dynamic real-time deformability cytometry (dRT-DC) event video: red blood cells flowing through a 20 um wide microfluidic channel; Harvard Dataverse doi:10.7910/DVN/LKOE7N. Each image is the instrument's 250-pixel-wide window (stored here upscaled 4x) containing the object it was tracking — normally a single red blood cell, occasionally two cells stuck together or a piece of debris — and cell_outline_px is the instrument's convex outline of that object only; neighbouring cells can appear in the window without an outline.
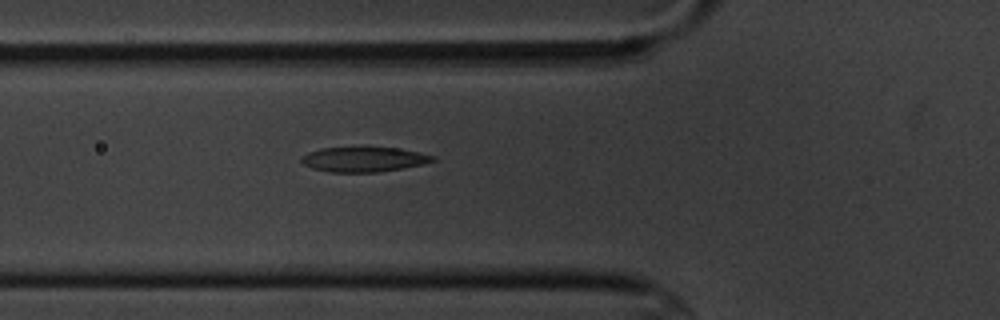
{"species": "common noctule bat (a hibernating species)", "species_latin": "Nyctalus noctula", "temperature_condition": "cold", "stored_images_in_passage": 4, "camera_frame_rate_fps": 3000, "um_per_image_px": 0.085, "animal": {"sex": "male", "body_mass_g": 20.1, "forearm_length_mm": 53.5}, "frame": {"image": 1, "passage_image": 4, "time_ms": 4.333, "image_size_px": [1000, 320], "cell_outline_px": [[436, 160], [424, 164], [404, 168], [376, 172], [328, 172], [312, 168], [304, 164], [300, 160], [300, 156], [308, 152], [320, 148], [396, 148], [436, 156]], "centroid_in_image_um": [30.9, 13.56], "position_along_channel_um": 94.9, "area_um2": 18.9}}